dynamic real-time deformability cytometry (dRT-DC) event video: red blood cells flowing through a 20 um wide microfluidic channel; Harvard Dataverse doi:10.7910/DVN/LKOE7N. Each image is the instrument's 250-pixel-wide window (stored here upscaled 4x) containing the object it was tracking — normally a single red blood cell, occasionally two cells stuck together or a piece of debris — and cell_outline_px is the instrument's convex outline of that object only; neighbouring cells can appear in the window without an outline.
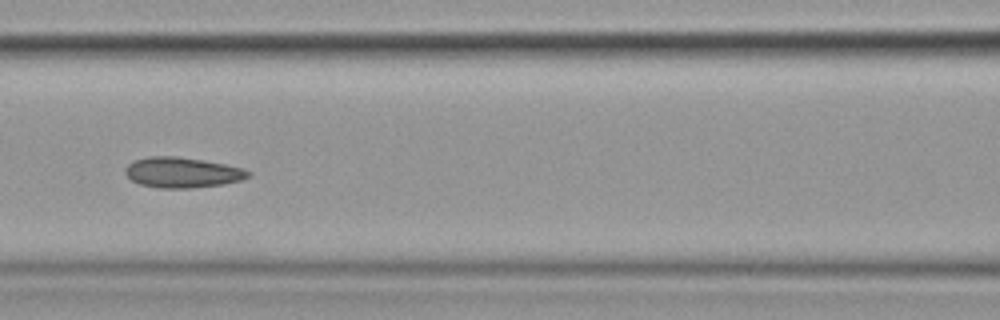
{"species": "common noctule bat (a hibernating species)", "species_latin": "Nyctalus noctula", "temperature_condition": "cold", "stored_images_in_passage": 16, "camera_frame_rate_fps": 3000, "um_per_image_px": 0.085, "animal": {"sex": "female", "body_mass_g": 19.9}, "frame": {"image": 1, "passage_image": 7, "time_ms": 8.0, "image_size_px": [1000, 320], "cell_outline_px": [[252, 172], [248, 176], [240, 180], [224, 184], [188, 188], [156, 188], [140, 184], [132, 180], [124, 172], [124, 168], [132, 160], [148, 156], [176, 156], [204, 160], [244, 168]], "centroid_in_image_um": [15.46, 14.65], "position_along_channel_um": 151.1, "area_um2": 21.91}}
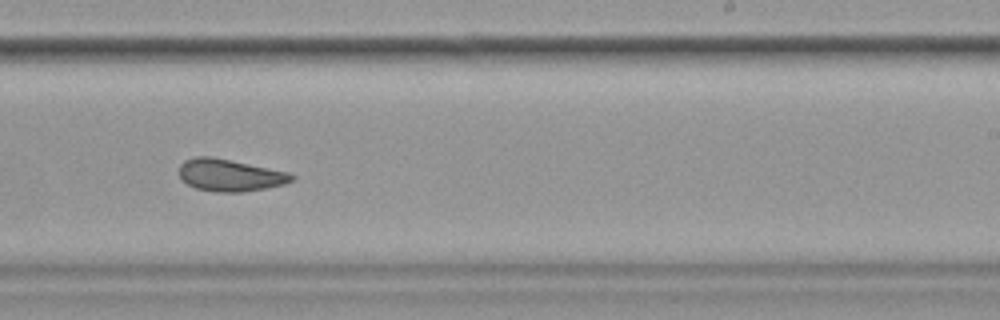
{"frame": {"image": 2, "passage_image": 10, "time_ms": 11.333, "image_size_px": [1000, 320], "cell_outline_px": [[296, 176], [292, 180], [284, 184], [244, 192], [216, 192], [196, 188], [188, 184], [180, 176], [180, 164], [184, 160], [196, 156], [212, 156], [288, 172]], "centroid_in_image_um": [19.53, 14.88], "position_along_channel_um": 269.5, "area_um2": 20.92}}